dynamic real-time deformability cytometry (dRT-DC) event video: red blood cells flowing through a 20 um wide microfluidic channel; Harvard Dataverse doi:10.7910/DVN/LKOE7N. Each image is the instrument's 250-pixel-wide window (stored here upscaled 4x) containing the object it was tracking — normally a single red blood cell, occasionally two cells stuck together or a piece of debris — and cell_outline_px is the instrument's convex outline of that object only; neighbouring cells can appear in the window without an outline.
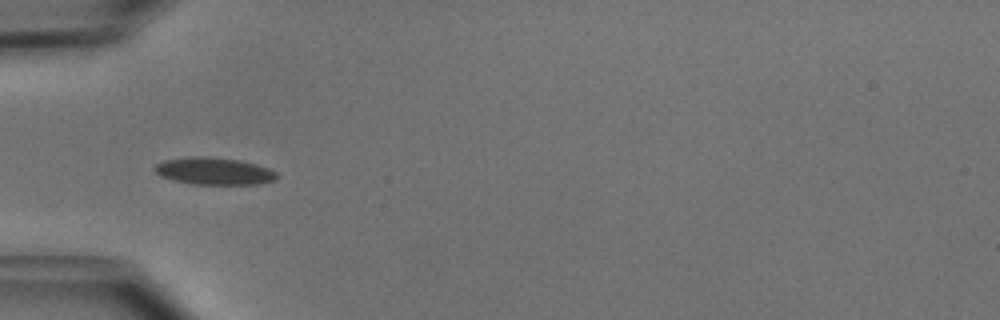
{"species": "common noctule bat (a hibernating species)", "species_latin": "Nyctalus noctula", "temperature_condition": "cold", "stored_images_in_passage": 13, "camera_frame_rate_fps": 3000, "um_per_image_px": 0.085, "animal": {"sex": "male", "body_mass_g": 15.6}, "frame": {"image": 1, "passage_image": 3, "time_ms": 0.667, "image_size_px": [1000, 320], "cell_outline_px": [[280, 176], [272, 180], [260, 184], [192, 184], [172, 180], [160, 176], [152, 168], [156, 164], [164, 160], [196, 156], [208, 156], [240, 160], [256, 164], [268, 168], [276, 172]], "centroid_in_image_um": [18.18, 14.54], "position_along_channel_um": 66.8, "area_um2": 19.42}}